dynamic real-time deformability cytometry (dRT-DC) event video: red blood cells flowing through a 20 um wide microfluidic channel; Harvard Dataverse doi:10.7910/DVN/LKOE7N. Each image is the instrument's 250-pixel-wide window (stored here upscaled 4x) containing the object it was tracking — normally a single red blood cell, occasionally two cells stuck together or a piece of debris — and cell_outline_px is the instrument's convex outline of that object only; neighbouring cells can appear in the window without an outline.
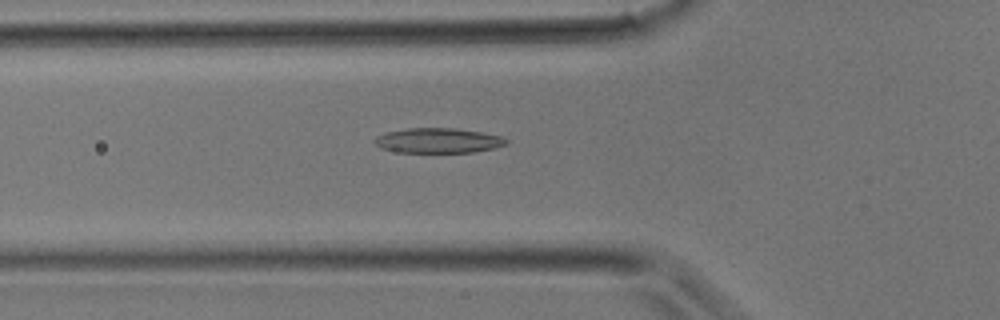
{"species": "common noctule bat (a hibernating species)", "species_latin": "Nyctalus noctula", "temperature_condition": "room temperature", "stored_images_in_passage": 11, "camera_frame_rate_fps": 3000, "um_per_image_px": 0.085, "animal": {"sex": "male", "body_mass_g": 17.9}, "frame": {"image": 1, "passage_image": 3, "time_ms": 0.667, "image_size_px": [1000, 320], "cell_outline_px": [[508, 144], [496, 148], [472, 152], [396, 152], [380, 148], [372, 140], [376, 136], [388, 132], [408, 128], [452, 128], [480, 132], [504, 136], [508, 140]], "centroid_in_image_um": [37.26, 11.95], "position_along_channel_um": 88.5, "area_um2": 19.19}}
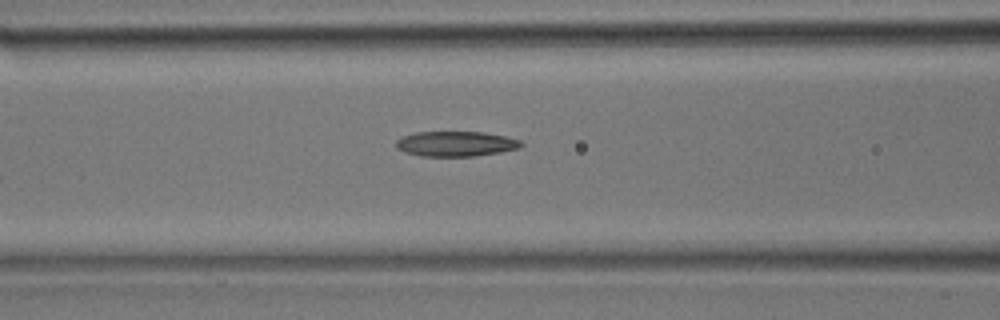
{"frame": {"image": 2, "passage_image": 5, "time_ms": 1.333, "image_size_px": [1000, 320], "cell_outline_px": [[524, 144], [520, 148], [500, 152], [476, 156], [420, 156], [404, 152], [396, 148], [396, 140], [404, 136], [416, 132], [484, 132], [504, 136], [520, 140]], "centroid_in_image_um": [38.75, 12.23], "position_along_channel_um": 127.9, "area_um2": 18.32}}
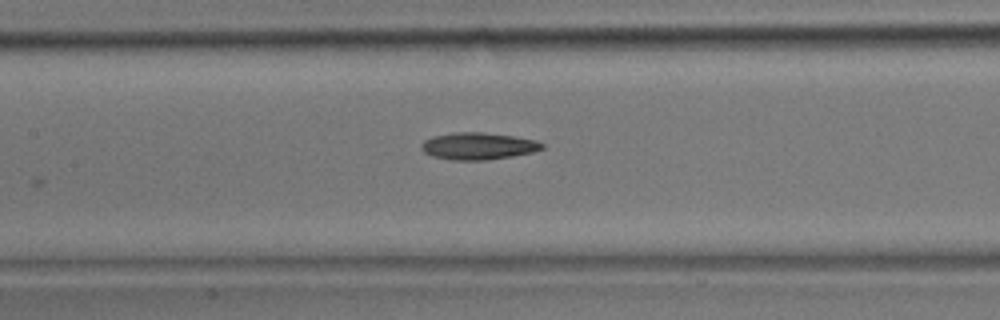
{"frame": {"image": 3, "passage_image": 7, "time_ms": 2.0, "image_size_px": [1000, 320], "cell_outline_px": [[544, 148], [532, 152], [512, 156], [484, 160], [452, 160], [432, 156], [424, 152], [420, 148], [420, 144], [424, 140], [432, 136], [456, 132], [480, 132], [512, 136], [536, 140], [544, 144]], "centroid_in_image_um": [40.61, 12.41], "position_along_channel_um": 166.8, "area_um2": 18.96}}